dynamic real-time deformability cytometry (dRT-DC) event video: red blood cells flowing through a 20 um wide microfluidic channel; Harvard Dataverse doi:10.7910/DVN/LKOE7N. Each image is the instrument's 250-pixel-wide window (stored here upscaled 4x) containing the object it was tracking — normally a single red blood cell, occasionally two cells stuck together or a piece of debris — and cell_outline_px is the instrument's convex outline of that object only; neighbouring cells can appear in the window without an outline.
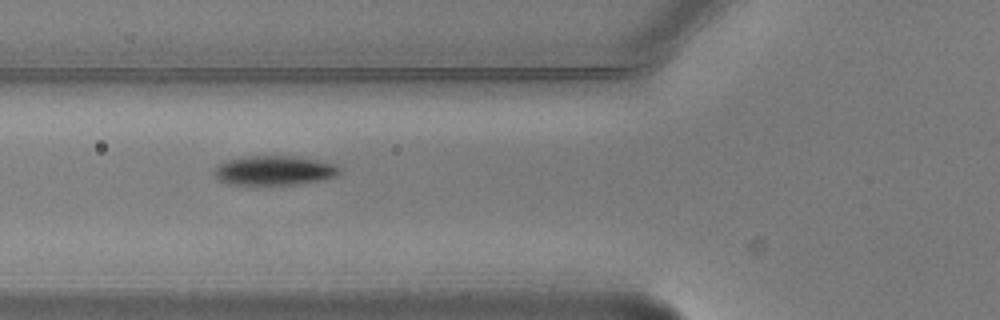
{"species": "common noctule bat (a hibernating species)", "species_latin": "Nyctalus noctula", "temperature_condition": "warm", "stored_images_in_passage": 3, "camera_frame_rate_fps": 3000, "um_per_image_px": 0.085, "animal": {"sex": "male", "body_mass_g": 20.5, "forearm_length_mm": 52.5}, "frame": {"image": 1, "passage_image": 2, "time_ms": 0.333, "image_size_px": [1000, 320], "cell_outline_px": [[340, 172], [336, 176], [320, 180], [300, 184], [228, 184], [220, 180], [212, 172], [212, 168], [216, 164], [228, 160], [252, 156], [296, 156], [336, 164], [340, 168]], "centroid_in_image_um": [23.29, 14.48], "position_along_channel_um": 102.5, "area_um2": 21.44}}